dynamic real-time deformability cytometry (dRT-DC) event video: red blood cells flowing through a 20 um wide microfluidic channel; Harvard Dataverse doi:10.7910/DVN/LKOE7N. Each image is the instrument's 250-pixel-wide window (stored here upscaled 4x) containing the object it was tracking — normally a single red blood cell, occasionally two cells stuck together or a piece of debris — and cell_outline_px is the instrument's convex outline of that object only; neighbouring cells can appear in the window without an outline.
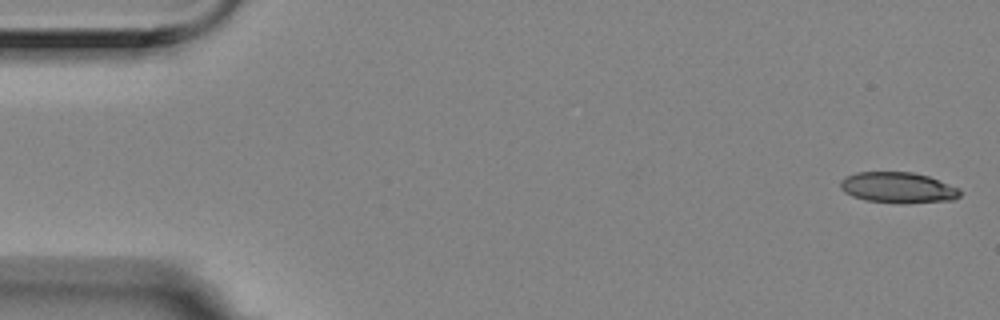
{"species": "Egyptian fruit bat (a non-hibernating species)", "species_latin": "Rousettus aegyptiacus", "temperature_condition": "room temperature", "stored_images_in_passage": 5, "camera_frame_rate_fps": 3000, "um_per_image_px": 0.085, "animal": {"sex": "female"}, "frame": {"image": 1, "passage_image": 1, "time_ms": 0.0, "image_size_px": [1000, 320], "cell_outline_px": [[960, 196], [952, 200], [900, 204], [864, 200], [852, 196], [844, 192], [840, 188], [840, 180], [844, 176], [856, 172], [912, 172], [928, 176], [960, 188]], "centroid_in_image_um": [76.29, 15.95], "position_along_channel_um": 8.7, "area_um2": 21.73}}
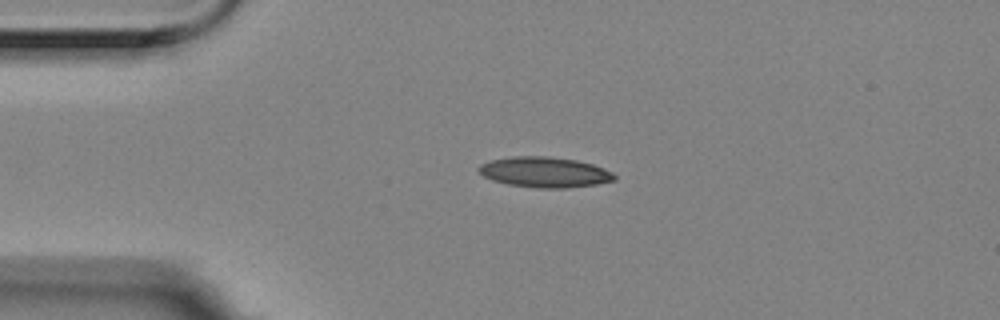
{"frame": {"image": 2, "passage_image": 4, "time_ms": 1.0, "image_size_px": [1000, 320], "cell_outline_px": [[616, 180], [596, 184], [564, 188], [540, 188], [508, 184], [492, 180], [484, 176], [476, 168], [480, 164], [492, 160], [512, 156], [548, 156], [576, 160], [592, 164], [604, 168], [612, 172], [616, 176]], "centroid_in_image_um": [46.29, 14.63], "position_along_channel_um": 38.7, "area_um2": 23.99}}